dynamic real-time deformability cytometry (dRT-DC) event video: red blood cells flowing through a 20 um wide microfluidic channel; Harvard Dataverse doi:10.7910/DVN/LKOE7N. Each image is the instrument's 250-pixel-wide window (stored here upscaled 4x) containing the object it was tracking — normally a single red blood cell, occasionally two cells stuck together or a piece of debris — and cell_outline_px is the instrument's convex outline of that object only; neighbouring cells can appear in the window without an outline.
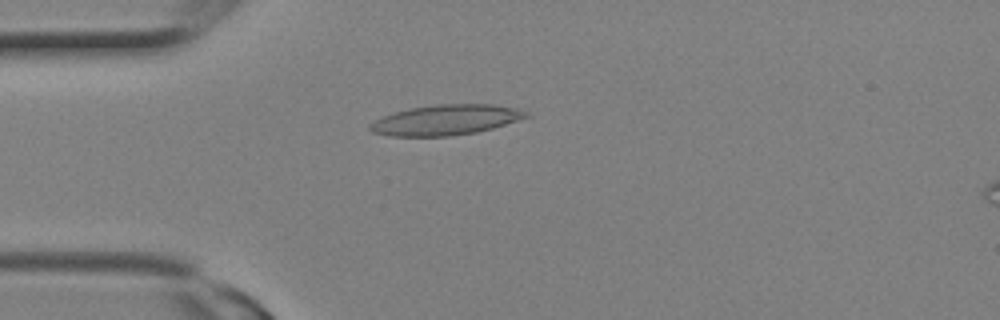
{"species": "Egyptian fruit bat (a non-hibernating species)", "species_latin": "Rousettus aegyptiacus", "temperature_condition": "room temperature", "stored_images_in_passage": 11, "camera_frame_rate_fps": 3000, "um_per_image_px": 0.085, "animal": {"sex": "female"}, "frame": {"image": 1, "passage_image": 7, "time_ms": 2.0, "image_size_px": [1000, 320], "cell_outline_px": [[532, 116], [492, 128], [476, 132], [448, 136], [388, 136], [372, 132], [368, 128], [368, 124], [384, 116], [396, 112], [412, 108], [436, 104], [492, 104], [516, 108], [528, 112]], "centroid_in_image_um": [37.91, 10.19], "position_along_channel_um": 47.1, "area_um2": 27.46}}
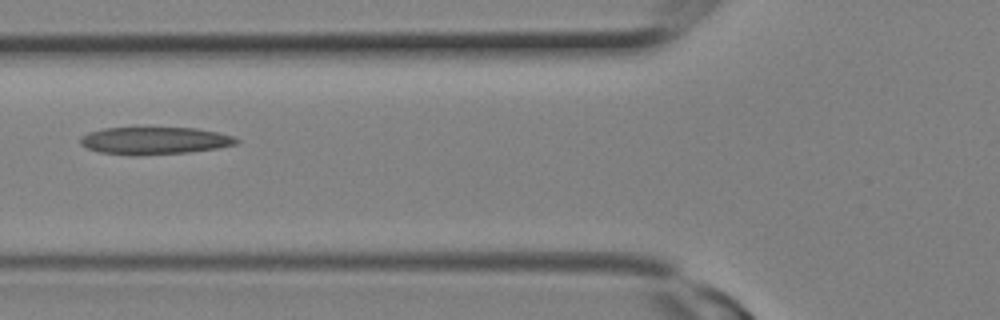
{"frame": {"image": 2, "passage_image": 10, "time_ms": 3.0, "image_size_px": [1000, 320], "cell_outline_px": [[240, 140], [236, 144], [216, 148], [188, 152], [136, 156], [132, 156], [100, 152], [88, 148], [80, 144], [80, 136], [88, 132], [104, 128], [196, 128], [236, 136]], "centroid_in_image_um": [13.12, 11.96], "position_along_channel_um": 112.7, "area_um2": 24.97}}